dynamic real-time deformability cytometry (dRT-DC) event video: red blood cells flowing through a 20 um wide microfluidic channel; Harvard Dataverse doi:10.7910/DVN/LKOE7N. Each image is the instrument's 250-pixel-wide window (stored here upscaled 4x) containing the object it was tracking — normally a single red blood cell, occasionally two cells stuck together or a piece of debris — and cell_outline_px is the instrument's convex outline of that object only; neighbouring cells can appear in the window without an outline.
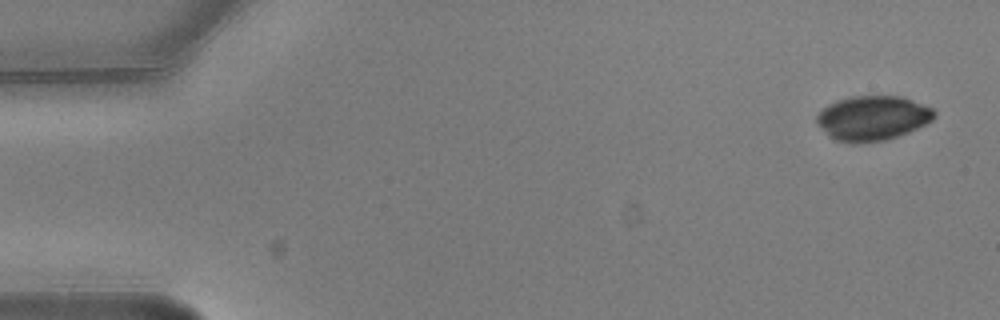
{"species": "common noctule bat (a hibernating species)", "species_latin": "Nyctalus noctula", "temperature_condition": "warm", "stored_images_in_passage": 5, "camera_frame_rate_fps": 3000, "um_per_image_px": 0.085, "animal": {"sex": "male", "body_mass_g": 20.5, "forearm_length_mm": 52.5}, "frame": {"image": 1, "passage_image": 1, "time_ms": 0.0, "image_size_px": [1000, 320], "cell_outline_px": [[936, 116], [932, 120], [908, 132], [884, 140], [856, 144], [852, 144], [836, 140], [828, 136], [816, 124], [816, 116], [828, 104], [836, 100], [852, 96], [900, 96], [912, 100], [932, 108], [936, 112]], "centroid_in_image_um": [74.13, 10.04], "position_along_channel_um": 10.9, "area_um2": 30.63}}